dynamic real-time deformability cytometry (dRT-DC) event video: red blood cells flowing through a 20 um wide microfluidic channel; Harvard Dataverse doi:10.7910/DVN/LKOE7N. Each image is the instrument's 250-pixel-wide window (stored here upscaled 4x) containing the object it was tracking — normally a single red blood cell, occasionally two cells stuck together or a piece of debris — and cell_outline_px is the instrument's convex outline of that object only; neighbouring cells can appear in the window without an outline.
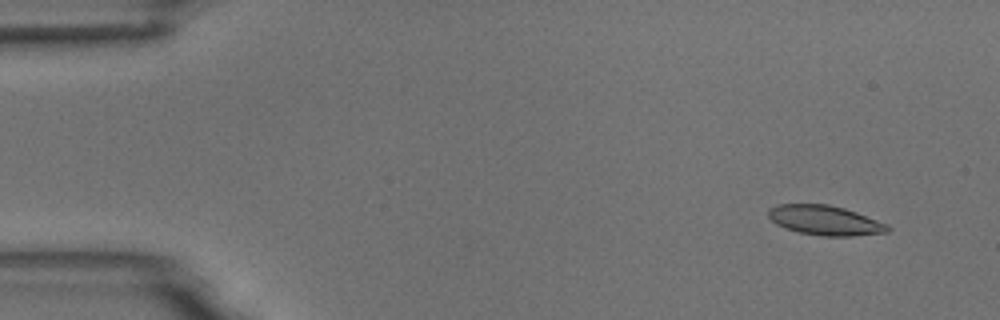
{"species": "common noctule bat (a hibernating species)", "species_latin": "Nyctalus noctula", "temperature_condition": "room temperature", "stored_images_in_passage": 7, "camera_frame_rate_fps": 3000, "um_per_image_px": 0.085, "animal": {"sex": "male", "body_mass_g": 18.8}, "frame": {"image": 1, "passage_image": 1, "time_ms": 0.0, "image_size_px": [1000, 320], "cell_outline_px": [[892, 228], [888, 232], [852, 236], [820, 236], [800, 232], [776, 224], [768, 216], [768, 208], [780, 204], [828, 204], [844, 208], [856, 212], [888, 224]], "centroid_in_image_um": [70.15, 18.72], "position_along_channel_um": 14.9, "area_um2": 20.58}}
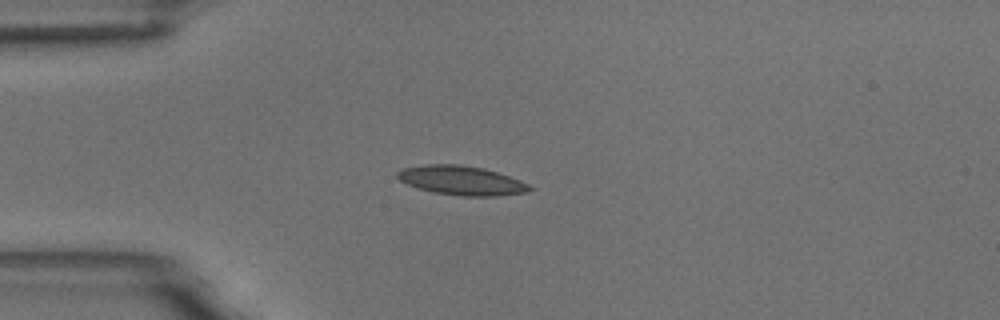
{"frame": {"image": 2, "passage_image": 4, "time_ms": 3.333, "image_size_px": [1000, 320], "cell_outline_px": [[532, 188], [528, 192], [496, 196], [464, 196], [432, 192], [408, 184], [400, 180], [396, 176], [396, 172], [400, 168], [424, 164], [460, 164], [484, 168], [520, 180], [528, 184]], "centroid_in_image_um": [39.19, 15.33], "position_along_channel_um": 45.8, "area_um2": 22.48}}